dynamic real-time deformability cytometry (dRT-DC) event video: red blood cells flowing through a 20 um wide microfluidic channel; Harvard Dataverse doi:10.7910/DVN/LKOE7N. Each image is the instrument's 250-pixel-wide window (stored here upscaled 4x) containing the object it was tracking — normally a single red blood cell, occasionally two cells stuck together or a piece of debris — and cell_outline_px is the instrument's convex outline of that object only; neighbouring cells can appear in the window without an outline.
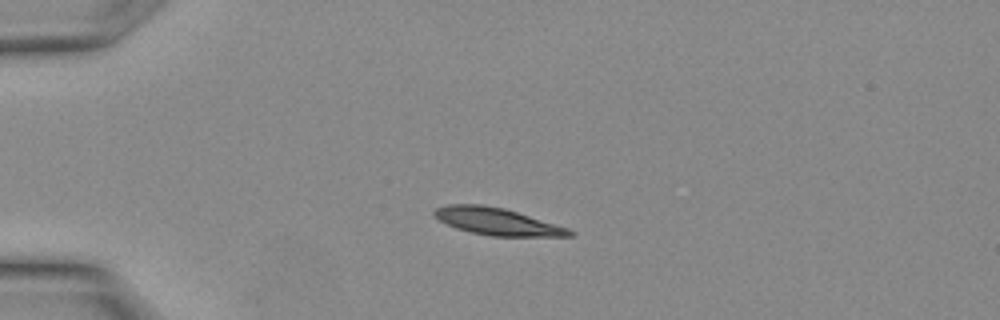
{"species": "Egyptian fruit bat (a non-hibernating species)", "species_latin": "Rousettus aegyptiacus", "temperature_condition": "warm", "stored_images_in_passage": 5, "camera_frame_rate_fps": 3000, "um_per_image_px": 0.085, "animal": {"sex": "female"}, "frame": {"image": 1, "passage_image": 1, "time_ms": 0.0, "image_size_px": [1000, 320], "cell_outline_px": [[576, 236], [492, 236], [472, 232], [456, 228], [440, 220], [432, 212], [436, 208], [448, 204], [484, 204], [504, 208], [568, 228], [576, 232]], "centroid_in_image_um": [42.28, 18.82], "position_along_channel_um": 42.7, "area_um2": 21.15}}
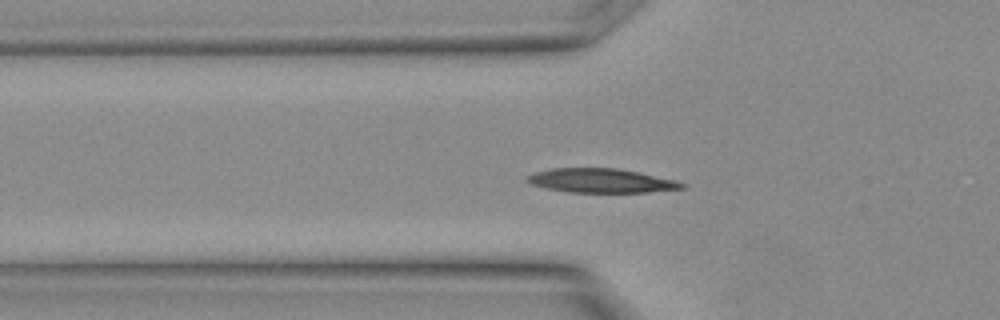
{"frame": {"image": 2, "passage_image": 4, "time_ms": 1.0, "image_size_px": [1000, 320], "cell_outline_px": [[688, 188], [648, 192], [568, 192], [548, 188], [532, 184], [524, 180], [524, 176], [536, 172], [552, 168], [616, 168], [640, 172], [676, 180], [688, 184]], "centroid_in_image_um": [51.14, 15.35], "position_along_channel_um": 74.7, "area_um2": 21.91}}